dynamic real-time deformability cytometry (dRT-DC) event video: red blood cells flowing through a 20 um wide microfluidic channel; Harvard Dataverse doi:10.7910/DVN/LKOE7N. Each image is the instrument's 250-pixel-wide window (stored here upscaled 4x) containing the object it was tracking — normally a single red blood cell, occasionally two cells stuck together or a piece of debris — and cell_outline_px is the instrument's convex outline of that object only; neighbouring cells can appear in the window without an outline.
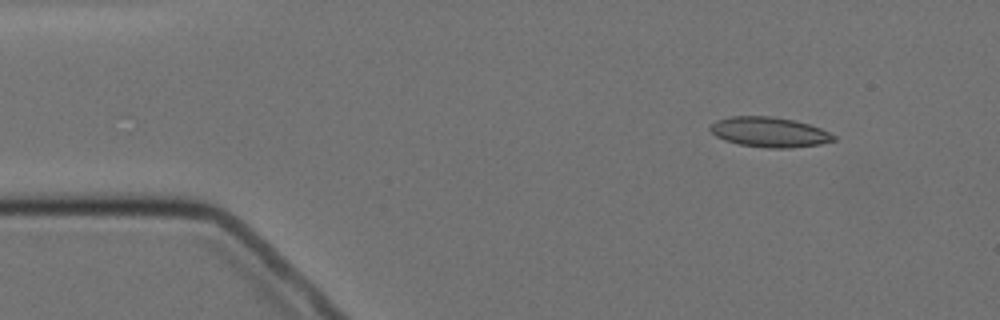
{"species": "Egyptian fruit bat (a non-hibernating species)", "species_latin": "Rousettus aegyptiacus", "temperature_condition": "cold", "stored_images_in_passage": 3, "camera_frame_rate_fps": 3000, "um_per_image_px": 0.085, "animal": {"sex": "female"}, "frame": {"image": 1, "passage_image": 1, "time_ms": 0.0, "image_size_px": [1000, 320], "cell_outline_px": [[836, 140], [820, 144], [792, 148], [768, 148], [740, 144], [724, 140], [716, 136], [708, 128], [716, 120], [732, 116], [772, 116], [792, 120], [808, 124], [820, 128], [836, 136]], "centroid_in_image_um": [65.39, 11.23], "position_along_channel_um": 19.6, "area_um2": 21.5}}